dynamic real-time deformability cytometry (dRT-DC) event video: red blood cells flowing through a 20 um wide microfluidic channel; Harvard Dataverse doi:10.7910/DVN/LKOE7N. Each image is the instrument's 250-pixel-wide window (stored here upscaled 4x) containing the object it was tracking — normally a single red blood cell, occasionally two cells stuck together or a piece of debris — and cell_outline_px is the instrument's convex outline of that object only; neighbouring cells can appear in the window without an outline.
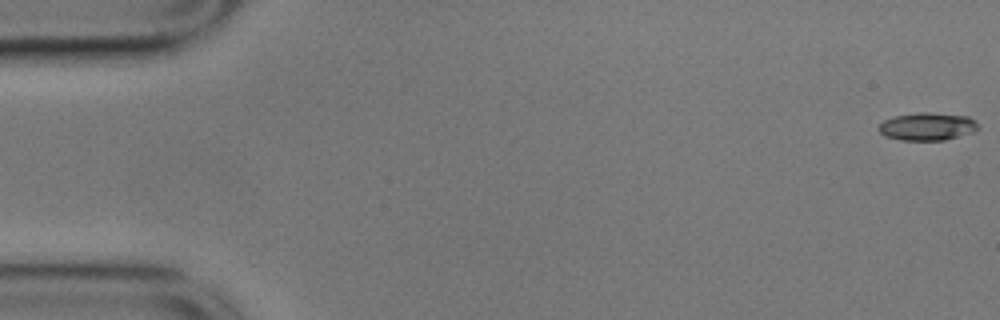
{"species": "common noctule bat (a hibernating species)", "species_latin": "Nyctalus noctula", "temperature_condition": "cold", "stored_images_in_passage": 56, "camera_frame_rate_fps": 3000, "um_per_image_px": 0.085, "animal": {"sex": "male", "body_mass_g": 17.9}, "frame": {"image": 1, "passage_image": 1, "time_ms": 0.0, "image_size_px": [1000, 320], "cell_outline_px": [[976, 128], [972, 132], [944, 140], [900, 140], [884, 136], [876, 128], [884, 120], [896, 116], [920, 112], [928, 112], [968, 116], [976, 120]], "centroid_in_image_um": [78.78, 10.75], "position_along_channel_um": 6.2, "area_um2": 15.95}}
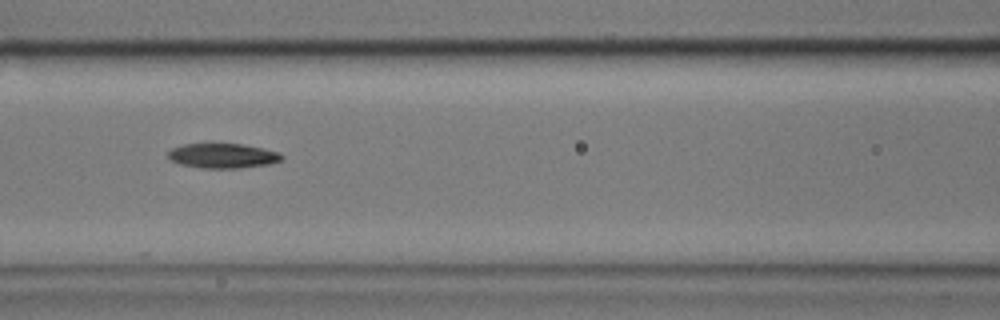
{"frame": {"image": 2, "passage_image": 24, "time_ms": 7.667, "image_size_px": [1000, 320], "cell_outline_px": [[284, 160], [268, 164], [240, 168], [200, 168], [180, 164], [172, 160], [168, 156], [168, 152], [172, 148], [184, 144], [240, 144], [264, 148], [280, 152], [284, 156]], "centroid_in_image_um": [18.98, 13.24], "position_along_channel_um": 147.6, "area_um2": 16.42}}
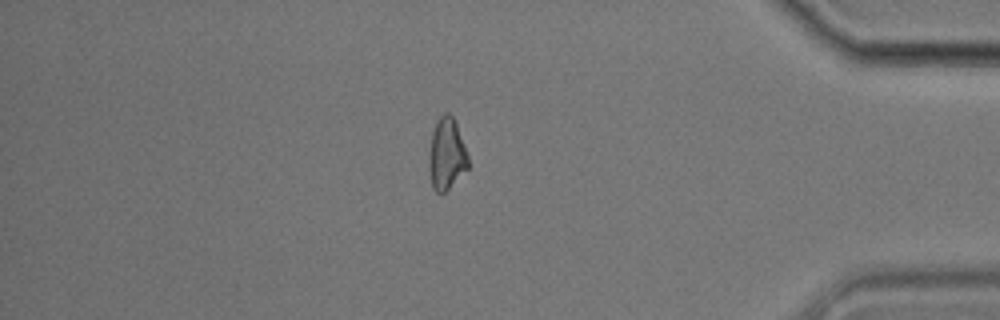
{"frame": {"image": 3, "passage_image": 48, "time_ms": 15.667, "image_size_px": [1000, 320], "cell_outline_px": [[468, 168], [444, 192], [436, 192], [432, 188], [428, 168], [428, 152], [432, 132], [436, 120], [444, 112], [448, 112], [452, 116], [456, 124], [464, 144], [468, 156]], "centroid_in_image_um": [37.92, 13.08], "position_along_channel_um": 397.3, "area_um2": 16.42}, "authors_computed_cell_mechanics": {"area_um2": 16.4152, "velocity_mm_per_s": 3.5551, "shape_relaxation_time_tau1_ms": 6.8069, "shape_relaxation_time_tau2_ms": null, "deformation_change_tau1": 0.2164, "deformation_change_tau2": null}}